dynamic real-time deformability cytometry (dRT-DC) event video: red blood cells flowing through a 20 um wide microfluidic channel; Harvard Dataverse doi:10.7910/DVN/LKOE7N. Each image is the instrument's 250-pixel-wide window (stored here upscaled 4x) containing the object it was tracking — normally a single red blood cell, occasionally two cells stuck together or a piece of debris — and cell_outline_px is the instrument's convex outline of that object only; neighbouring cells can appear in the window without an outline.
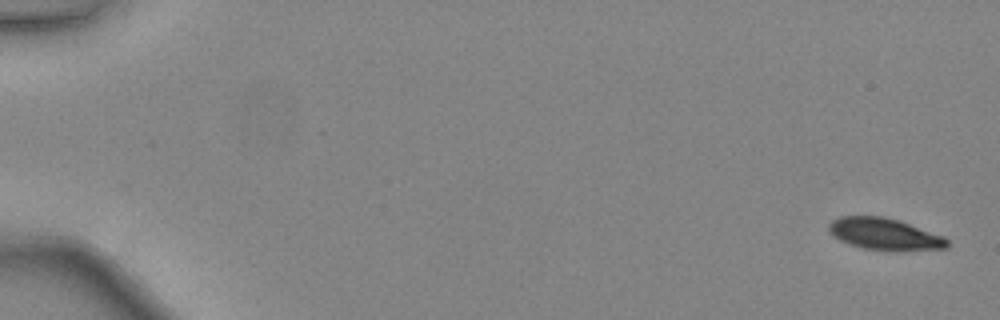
{"species": "common noctule bat (a hibernating species)", "species_latin": "Nyctalus noctula", "temperature_condition": "warm", "stored_images_in_passage": 6, "camera_frame_rate_fps": 3000, "um_per_image_px": 0.085, "animal": {"sex": "female", "body_mass_g": 24.6, "forearm_length_mm": 56.2}, "frame": {"image": 1, "passage_image": 1, "time_ms": 0.0, "image_size_px": [1000, 320], "cell_outline_px": [[948, 248], [864, 248], [840, 240], [832, 236], [828, 228], [828, 224], [832, 220], [840, 216], [884, 216], [944, 236], [948, 240]], "centroid_in_image_um": [75.1, 19.84], "position_along_channel_um": 9.9, "area_um2": 20.75}}